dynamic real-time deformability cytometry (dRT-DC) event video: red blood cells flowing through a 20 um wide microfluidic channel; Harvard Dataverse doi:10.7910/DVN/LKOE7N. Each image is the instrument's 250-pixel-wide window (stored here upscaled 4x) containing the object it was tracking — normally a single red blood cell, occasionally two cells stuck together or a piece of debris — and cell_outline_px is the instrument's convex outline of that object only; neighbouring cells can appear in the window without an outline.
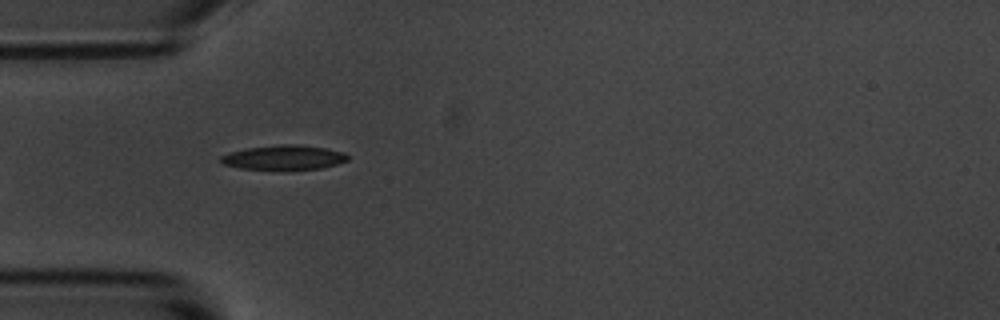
{"species": "common noctule bat (a hibernating species)", "species_latin": "Nyctalus noctula", "temperature_condition": "room temperature", "stored_images_in_passage": 8, "camera_frame_rate_fps": 3000, "um_per_image_px": 0.085, "animal": {"sex": "male", "body_mass_g": 20.1, "forearm_length_mm": 53.5}, "frame": {"image": 1, "passage_image": 5, "time_ms": 4.667, "image_size_px": [1000, 320], "cell_outline_px": [[348, 160], [336, 164], [320, 168], [284, 172], [272, 172], [240, 168], [224, 164], [220, 160], [220, 156], [228, 152], [244, 148], [276, 144], [300, 144], [324, 148], [344, 152], [348, 156]], "centroid_in_image_um": [24.07, 13.42], "position_along_channel_um": 60.9, "area_um2": 19.13}}
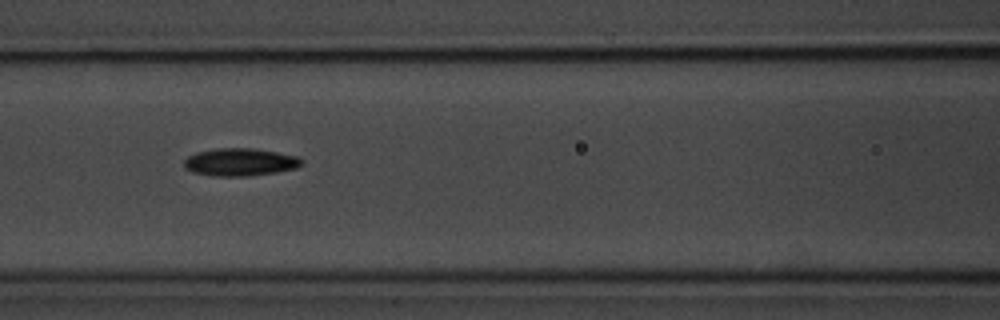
{"frame": {"image": 2, "passage_image": 7, "time_ms": 7.0, "image_size_px": [1000, 320], "cell_outline_px": [[304, 164], [296, 168], [276, 172], [248, 176], [212, 176], [192, 172], [184, 168], [184, 160], [188, 156], [196, 152], [216, 148], [256, 148], [300, 156], [304, 160]], "centroid_in_image_um": [20.44, 13.77], "position_along_channel_um": 146.2, "area_um2": 19.31}}
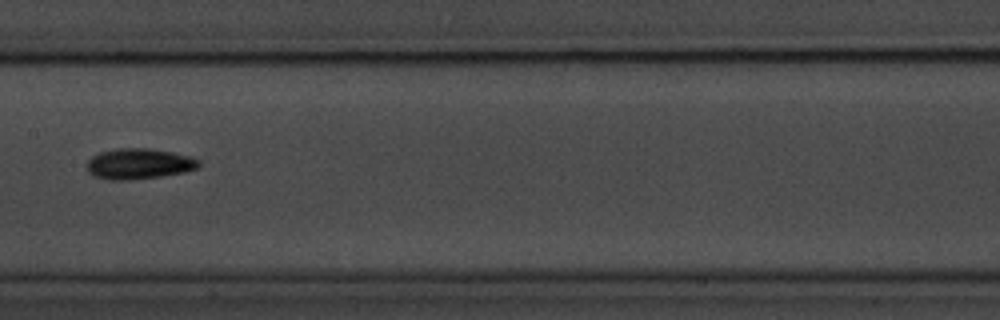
{"frame": {"image": 3, "passage_image": 8, "time_ms": 8.333, "image_size_px": [1000, 320], "cell_outline_px": [[200, 164], [196, 168], [184, 172], [160, 176], [132, 180], [108, 180], [92, 176], [88, 172], [88, 160], [92, 156], [100, 152], [116, 148], [148, 148], [172, 152], [188, 156], [200, 160]], "centroid_in_image_um": [11.77, 13.92], "position_along_channel_um": 195.6, "area_um2": 20.0}}